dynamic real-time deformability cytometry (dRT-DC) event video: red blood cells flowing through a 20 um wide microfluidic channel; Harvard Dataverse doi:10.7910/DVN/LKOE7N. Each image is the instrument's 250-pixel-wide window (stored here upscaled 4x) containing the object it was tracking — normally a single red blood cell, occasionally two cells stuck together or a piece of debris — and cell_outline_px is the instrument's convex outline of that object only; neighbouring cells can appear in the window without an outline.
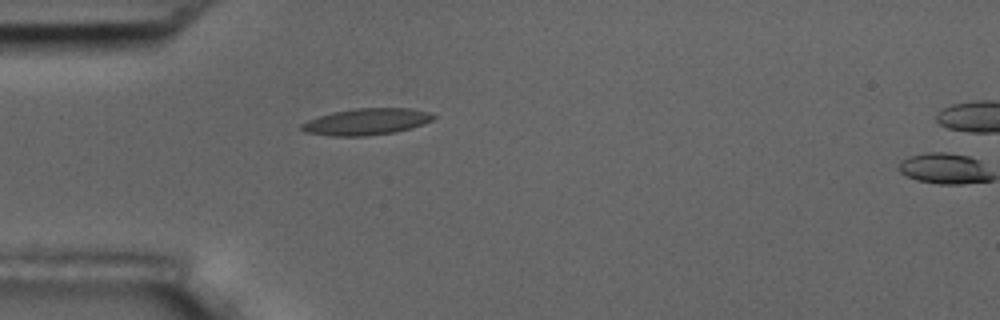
{"species": "common noctule bat (a hibernating species)", "species_latin": "Nyctalus noctula", "temperature_condition": "room temperature", "stored_images_in_passage": 2, "camera_frame_rate_fps": 3000, "um_per_image_px": 0.085, "animal": {"sex": "male", "body_mass_g": 17.5, "forearm_length_mm": 52.3}, "frame": {"image": 1, "passage_image": 1, "time_ms": 0.0, "image_size_px": [1000, 320], "cell_outline_px": [[436, 116], [432, 120], [424, 124], [412, 128], [396, 132], [364, 136], [332, 136], [304, 132], [300, 128], [300, 124], [308, 120], [332, 112], [356, 108], [408, 108], [428, 112]], "centroid_in_image_um": [31.14, 10.35], "position_along_channel_um": 53.9, "area_um2": 20.4}}